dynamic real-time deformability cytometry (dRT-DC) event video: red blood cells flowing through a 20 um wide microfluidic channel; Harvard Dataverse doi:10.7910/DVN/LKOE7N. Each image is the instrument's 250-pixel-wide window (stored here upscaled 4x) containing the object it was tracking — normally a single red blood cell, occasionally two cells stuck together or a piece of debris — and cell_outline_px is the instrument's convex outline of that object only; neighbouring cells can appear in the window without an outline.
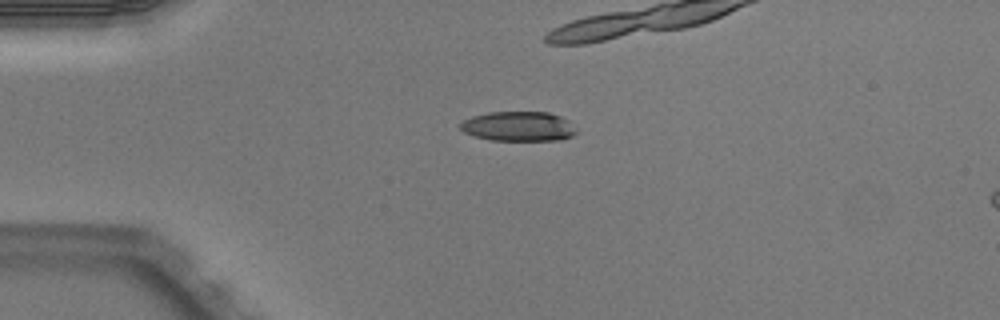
{"species": "Egyptian fruit bat (a non-hibernating species)", "species_latin": "Rousettus aegyptiacus", "temperature_condition": "warm", "stored_images_in_passage": 3, "camera_frame_rate_fps": 3000, "um_per_image_px": 0.085, "animal": {"sex": "male"}, "frame": {"image": 1, "passage_image": 1, "time_ms": 0.0, "image_size_px": [1000, 320], "cell_outline_px": [[576, 132], [572, 136], [560, 140], [492, 140], [476, 136], [464, 132], [460, 128], [460, 124], [464, 120], [472, 116], [488, 112], [548, 112], [560, 116], [568, 120]], "centroid_in_image_um": [44.06, 10.73], "position_along_channel_um": 40.9, "area_um2": 19.88}}